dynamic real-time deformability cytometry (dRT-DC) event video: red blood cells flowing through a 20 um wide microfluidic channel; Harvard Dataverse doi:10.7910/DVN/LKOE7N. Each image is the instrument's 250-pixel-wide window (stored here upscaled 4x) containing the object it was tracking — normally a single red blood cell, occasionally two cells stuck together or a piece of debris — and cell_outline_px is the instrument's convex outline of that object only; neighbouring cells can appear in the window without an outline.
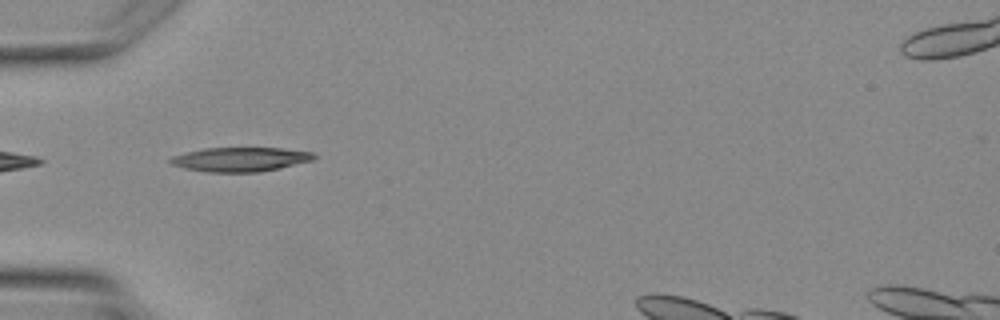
{"species": "Egyptian fruit bat (a non-hibernating species)", "species_latin": "Rousettus aegyptiacus", "temperature_condition": "warm", "stored_images_in_passage": 3, "camera_frame_rate_fps": 3000, "um_per_image_px": 0.085, "animal": {"sex": "female"}, "frame": {"image": 1, "passage_image": 2, "time_ms": 1.333, "image_size_px": [1000, 320], "cell_outline_px": [[316, 160], [280, 168], [260, 172], [208, 172], [184, 168], [172, 164], [168, 160], [172, 156], [184, 152], [204, 148], [280, 148], [312, 152], [316, 156]], "centroid_in_image_um": [20.44, 13.55], "position_along_channel_um": 64.6, "area_um2": 20.4}}
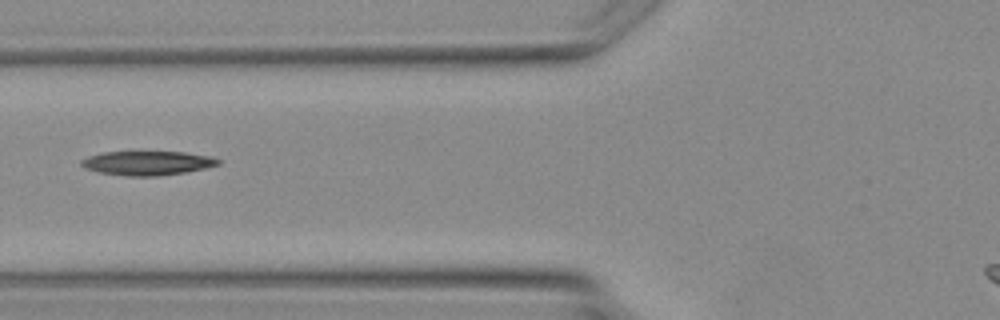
{"frame": {"image": 2, "passage_image": 3, "time_ms": 2.333, "image_size_px": [1000, 320], "cell_outline_px": [[220, 164], [204, 168], [184, 172], [156, 176], [128, 176], [100, 172], [84, 168], [80, 164], [80, 160], [88, 156], [104, 152], [184, 152], [212, 156], [220, 160]], "centroid_in_image_um": [12.52, 13.85], "position_along_channel_um": 113.3, "area_um2": 19.13}}